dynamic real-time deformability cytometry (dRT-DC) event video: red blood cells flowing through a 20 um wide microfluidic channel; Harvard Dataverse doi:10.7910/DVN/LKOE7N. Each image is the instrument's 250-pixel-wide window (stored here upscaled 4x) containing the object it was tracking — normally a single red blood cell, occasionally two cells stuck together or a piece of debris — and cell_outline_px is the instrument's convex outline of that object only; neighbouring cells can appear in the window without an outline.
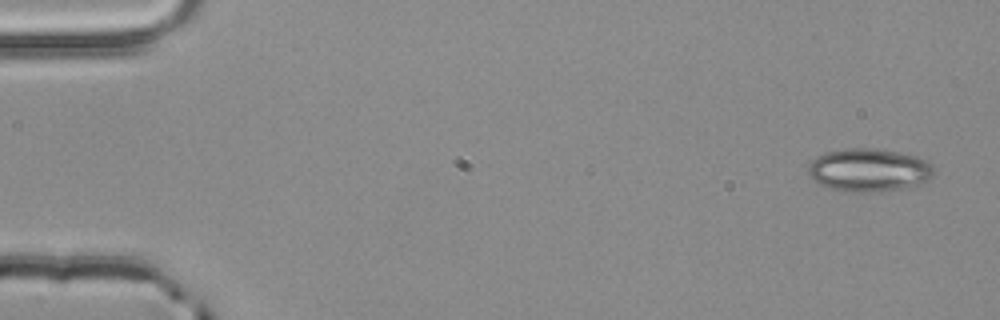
{"species": "common noctule bat (a hibernating species)", "species_latin": "Nyctalus noctula", "temperature_condition": "room temperature", "stored_images_in_passage": 5, "camera_frame_rate_fps": 3000, "um_per_image_px": 0.085, "animal": {"sex": "male", "body_mass_g": 20.4}, "frame": {"image": 1, "passage_image": 1, "time_ms": 0.0, "image_size_px": [1000, 320], "cell_outline_px": [[932, 176], [928, 180], [920, 184], [904, 188], [868, 192], [844, 192], [820, 184], [808, 172], [808, 168], [812, 160], [816, 156], [824, 152], [848, 148], [872, 148], [896, 152], [916, 156], [932, 164]], "centroid_in_image_um": [73.85, 14.45], "position_along_channel_um": 11.2, "area_um2": 31.27}}
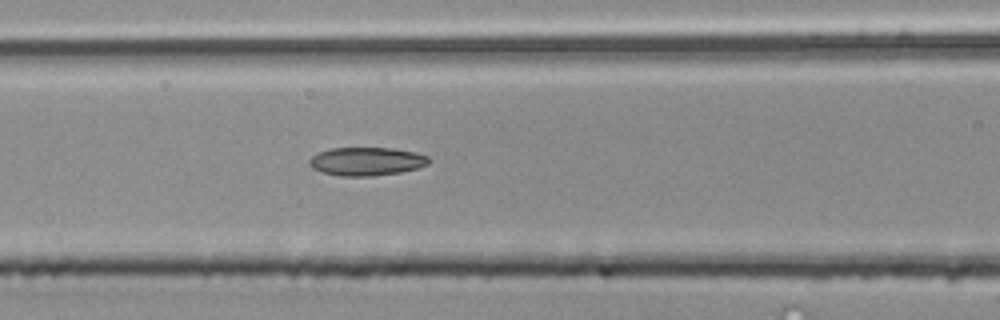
{"frame": {"image": 2, "passage_image": 5, "time_ms": 1.333, "image_size_px": [1000, 320], "cell_outline_px": [[428, 164], [416, 168], [400, 172], [372, 176], [340, 176], [324, 172], [312, 168], [308, 164], [308, 160], [316, 152], [332, 148], [392, 148], [416, 152], [428, 156]], "centroid_in_image_um": [31.12, 13.71], "position_along_channel_um": 135.5, "area_um2": 19.71}}